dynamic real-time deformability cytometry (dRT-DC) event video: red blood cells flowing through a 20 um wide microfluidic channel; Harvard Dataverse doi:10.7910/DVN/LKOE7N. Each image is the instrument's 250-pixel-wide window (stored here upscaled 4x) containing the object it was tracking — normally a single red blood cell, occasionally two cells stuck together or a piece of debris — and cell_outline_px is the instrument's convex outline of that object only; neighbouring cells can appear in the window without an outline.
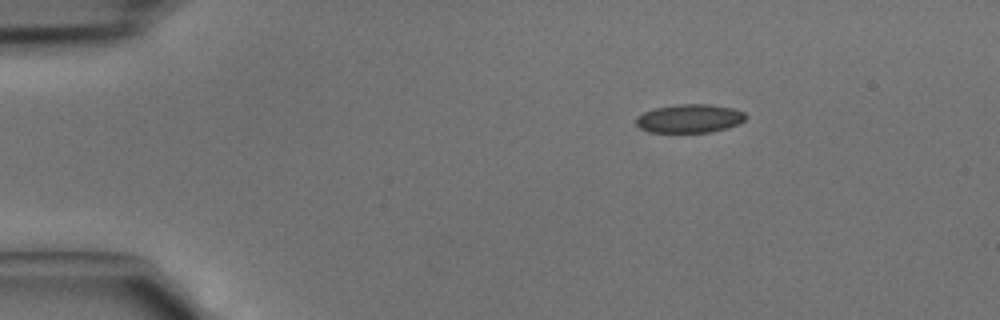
{"species": "common noctule bat (a hibernating species)", "species_latin": "Nyctalus noctula", "temperature_condition": "cold", "stored_images_in_passage": 4, "camera_frame_rate_fps": 3000, "um_per_image_px": 0.085, "animal": {"sex": "male", "body_mass_g": 15.6}, "frame": {"image": 1, "passage_image": 1, "time_ms": 0.0, "image_size_px": [1000, 320], "cell_outline_px": [[748, 116], [740, 124], [728, 128], [712, 132], [648, 132], [640, 128], [636, 124], [636, 116], [644, 112], [656, 108], [676, 104], [708, 104], [732, 108], [744, 112]], "centroid_in_image_um": [58.63, 10.08], "position_along_channel_um": 26.4, "area_um2": 18.38}}
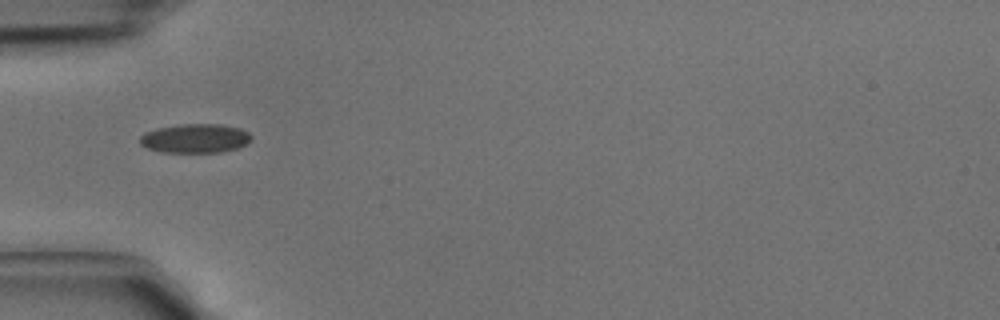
{"frame": {"image": 2, "passage_image": 3, "time_ms": 0.667, "image_size_px": [1000, 320], "cell_outline_px": [[252, 140], [236, 148], [220, 152], [160, 152], [148, 148], [140, 144], [140, 136], [144, 132], [156, 128], [180, 124], [220, 124], [240, 128], [248, 132], [252, 136]], "centroid_in_image_um": [16.57, 11.75], "position_along_channel_um": 68.4, "area_um2": 18.9}}